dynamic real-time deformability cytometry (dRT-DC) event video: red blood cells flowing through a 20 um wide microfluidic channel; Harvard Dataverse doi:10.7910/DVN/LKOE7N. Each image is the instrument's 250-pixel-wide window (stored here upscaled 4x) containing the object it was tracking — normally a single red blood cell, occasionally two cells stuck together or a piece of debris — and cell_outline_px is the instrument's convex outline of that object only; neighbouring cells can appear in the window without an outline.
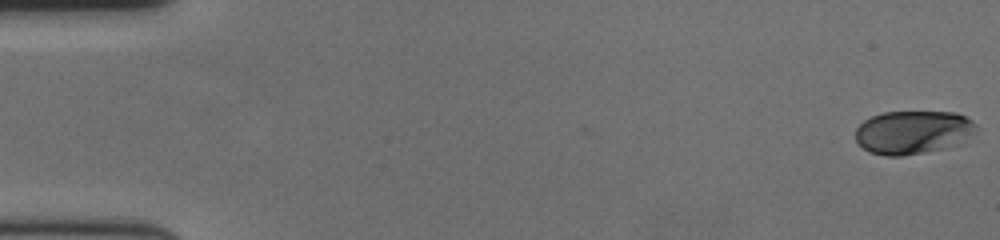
{"species": "human", "species_latin": "Homo sapiens", "temperature_condition": "cold", "stored_images_in_passage": 60, "camera_frame_rate_fps": 3000, "um_per_image_px": 0.085, "donor": {"sex": "female"}, "frame": {"image": 1, "passage_image": 1, "time_ms": 0.0, "image_size_px": [1000, 240], "cell_outline_px": [[980, 128], [972, 136], [944, 148], [924, 152], [900, 156], [884, 156], [868, 152], [856, 140], [856, 128], [864, 120], [872, 116], [884, 112], [956, 112], [972, 120]], "centroid_in_image_um": [77.61, 11.23], "position_along_channel_um": 7.4, "area_um2": 30.52}}
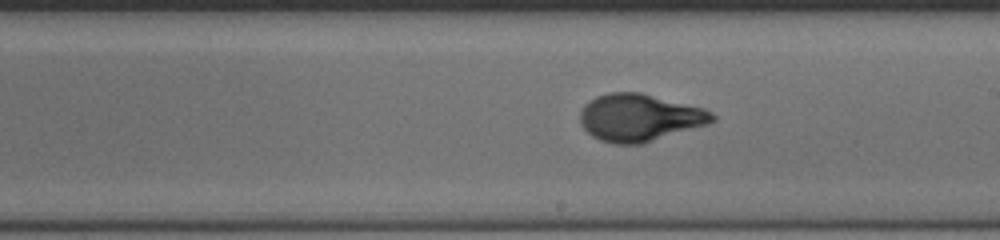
{"frame": {"image": 2, "passage_image": 35, "time_ms": 11.333, "image_size_px": [1000, 240], "cell_outline_px": [[716, 120], [708, 124], [644, 144], [616, 144], [600, 140], [592, 136], [580, 124], [580, 112], [584, 104], [596, 96], [608, 92], [640, 92], [704, 108], [712, 112], [716, 116]], "centroid_in_image_um": [54.36, 10.0], "position_along_channel_um": 234.6, "area_um2": 36.7}}
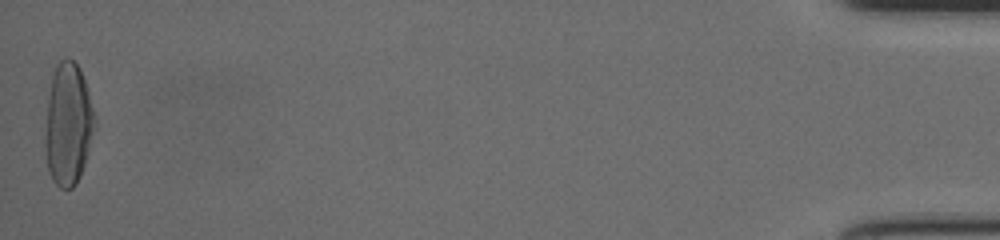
{"frame": {"image": 3, "passage_image": 60, "time_ms": 19.667, "image_size_px": [1000, 240], "cell_outline_px": [[96, 128], [80, 176], [76, 184], [72, 188], [60, 188], [52, 180], [48, 172], [44, 144], [44, 136], [48, 96], [52, 72], [56, 64], [60, 60], [68, 56], [80, 68], [88, 92], [96, 120]], "centroid_in_image_um": [5.77, 10.56], "position_along_channel_um": 429.4, "area_um2": 35.72}, "authors_computed_cell_mechanics": {"area_um2": 34.4777, "velocity_mm_per_s": 3.498, "shape_relaxation_time_tau1_ms": 3.4795, "shape_relaxation_time_tau2_ms": null, "deformation_change_tau1": 0.1792, "deformation_change_tau2": null}}